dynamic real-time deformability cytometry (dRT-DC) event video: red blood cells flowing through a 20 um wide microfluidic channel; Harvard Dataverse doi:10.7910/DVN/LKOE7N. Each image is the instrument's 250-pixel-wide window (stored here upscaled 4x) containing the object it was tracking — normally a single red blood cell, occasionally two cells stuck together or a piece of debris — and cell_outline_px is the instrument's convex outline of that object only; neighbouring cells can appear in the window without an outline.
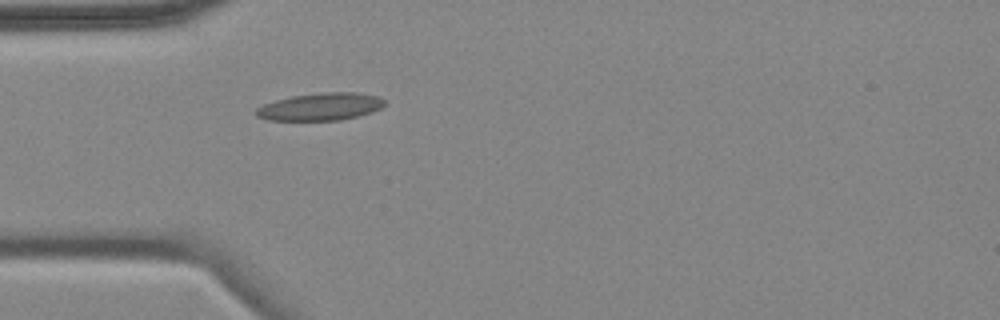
{"species": "common noctule bat (a hibernating species)", "species_latin": "Nyctalus noctula", "temperature_condition": "cold", "stored_images_in_passage": 1, "camera_frame_rate_fps": 3000, "um_per_image_px": 0.085, "animal": {"sex": "female", "body_mass_g": 18.4}, "frame": {"image": 1, "passage_image": 1, "time_ms": 0.0, "image_size_px": [1000, 320], "cell_outline_px": [[384, 104], [380, 108], [372, 112], [340, 120], [268, 120], [256, 116], [252, 112], [256, 108], [264, 104], [276, 100], [292, 96], [320, 92], [356, 92], [380, 96], [384, 100]], "centroid_in_image_um": [27.22, 9.06], "position_along_channel_um": 57.8, "area_um2": 20.63}}